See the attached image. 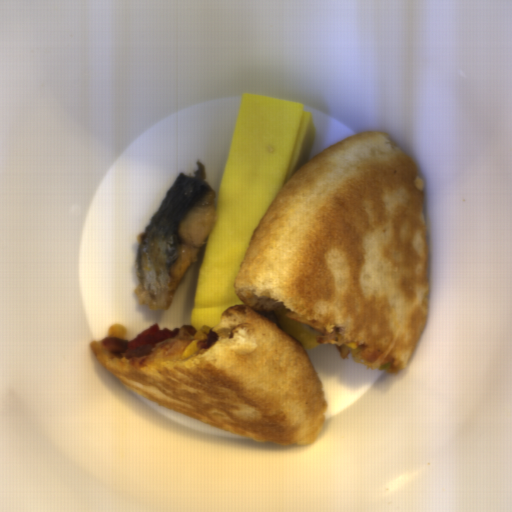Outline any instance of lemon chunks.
<instances>
[{"label": "lemon chunks", "mask_w": 512, "mask_h": 512, "mask_svg": "<svg viewBox=\"0 0 512 512\" xmlns=\"http://www.w3.org/2000/svg\"><path fill=\"white\" fill-rule=\"evenodd\" d=\"M273 313L282 332L298 341L302 349L316 348L321 345L316 339V336H320V331L304 322L290 319L283 311L278 310Z\"/></svg>", "instance_id": "lemon-chunks-1"}]
</instances>
